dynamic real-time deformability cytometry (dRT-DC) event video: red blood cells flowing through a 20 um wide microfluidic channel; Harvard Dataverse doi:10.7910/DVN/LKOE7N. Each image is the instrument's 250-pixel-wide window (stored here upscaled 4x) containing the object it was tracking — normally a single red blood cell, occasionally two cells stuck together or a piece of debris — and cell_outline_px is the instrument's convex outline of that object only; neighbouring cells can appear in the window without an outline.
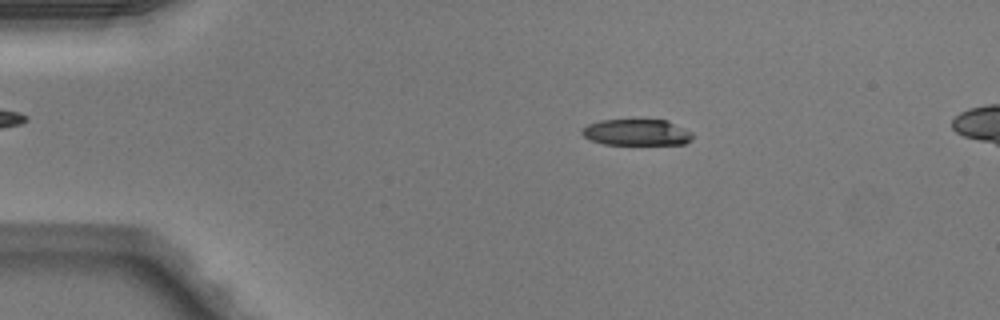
{"species": "Egyptian fruit bat (a non-hibernating species)", "species_latin": "Rousettus aegyptiacus", "temperature_condition": "warm", "stored_images_in_passage": 49, "camera_frame_rate_fps": 3000, "um_per_image_px": 0.085, "animal": {"sex": "male"}, "frame": {"image": 1, "passage_image": 9, "time_ms": 2.667, "image_size_px": [1000, 320], "cell_outline_px": [[692, 140], [684, 144], [604, 144], [592, 140], [584, 136], [580, 132], [580, 128], [588, 124], [600, 120], [668, 120], [692, 132]], "centroid_in_image_um": [54.11, 11.25], "position_along_channel_um": 30.9, "area_um2": 16.94}}
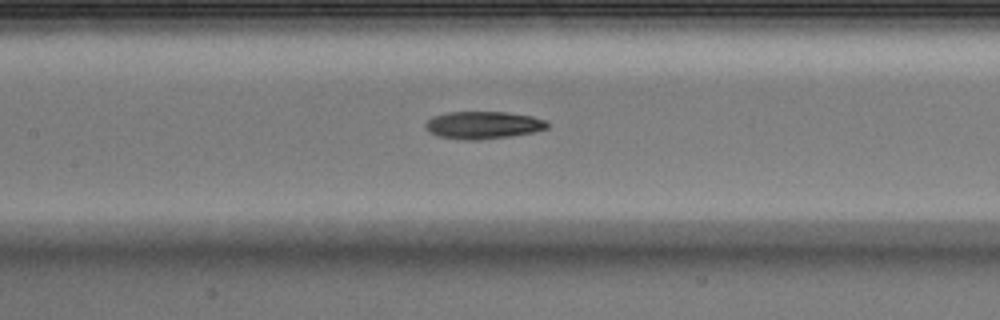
{"frame": {"image": 2, "passage_image": 23, "time_ms": 7.333, "image_size_px": [1000, 320], "cell_outline_px": [[548, 128], [532, 132], [508, 136], [476, 140], [464, 140], [440, 136], [428, 132], [424, 128], [424, 124], [432, 116], [448, 112], [508, 112], [532, 116], [544, 120], [548, 124]], "centroid_in_image_um": [41.02, 10.62], "position_along_channel_um": 166.4, "area_um2": 19.42}}
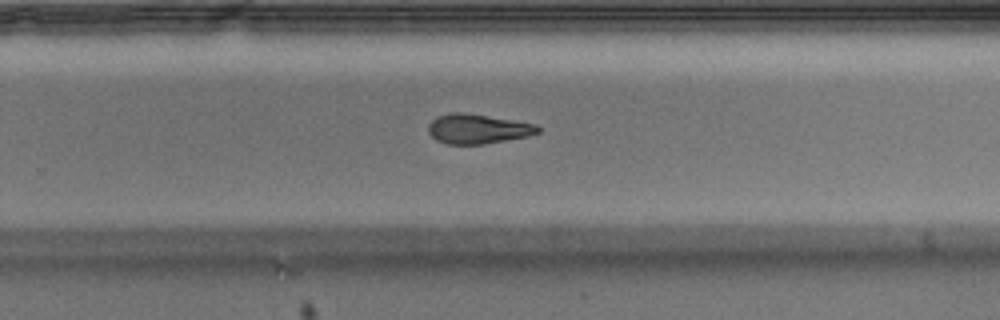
{"frame": {"image": 3, "passage_image": 32, "time_ms": 10.333, "image_size_px": [1000, 320], "cell_outline_px": [[540, 132], [528, 136], [484, 144], [448, 144], [436, 140], [428, 132], [428, 124], [436, 116], [456, 112], [464, 112], [536, 124], [540, 128]], "centroid_in_image_um": [40.59, 10.95], "position_along_channel_um": 289.2, "area_um2": 18.84}, "authors_computed_cell_mechanics": {"area_um2": 19.1896, "velocity_mm_per_s": 4.106, "shape_relaxation_time_tau1_ms": 5.6054, "shape_relaxation_time_tau2_ms": 10.1777, "deformation_change_tau1": 0.1774, "deformation_change_tau2": 0.2381}}